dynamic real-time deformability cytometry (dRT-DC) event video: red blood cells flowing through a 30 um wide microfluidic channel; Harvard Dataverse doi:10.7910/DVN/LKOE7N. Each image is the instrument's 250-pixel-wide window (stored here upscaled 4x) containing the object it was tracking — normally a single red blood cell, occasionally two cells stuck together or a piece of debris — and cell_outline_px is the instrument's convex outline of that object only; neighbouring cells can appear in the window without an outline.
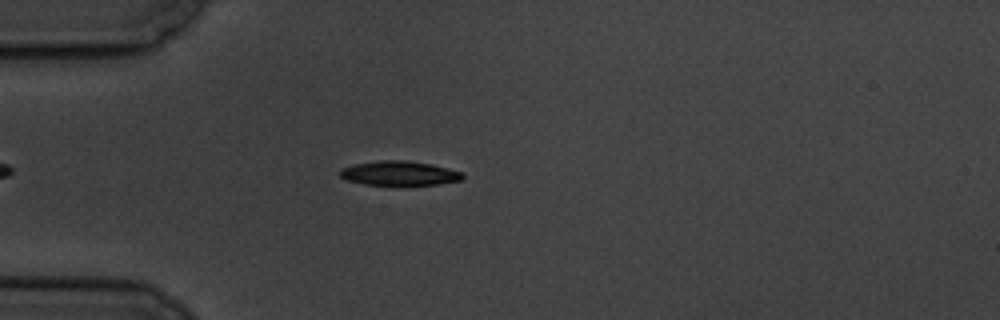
{"species": "common noctule bat (a hibernating species)", "species_latin": "Nyctalus noctula", "temperature_condition": "cold", "stored_images_in_passage": 8, "camera_frame_rate_fps": 3000, "um_per_image_px": 0.085, "animal": {"sex": "male", "body_mass_g": 19.5, "forearm_length_mm": 54.6}, "frame": {"image": 1, "passage_image": 5, "time_ms": 4.667, "image_size_px": [1000, 320], "cell_outline_px": [[464, 176], [460, 180], [440, 184], [364, 184], [348, 180], [340, 176], [340, 168], [352, 164], [380, 160], [404, 160], [432, 164], [464, 172]], "centroid_in_image_um": [33.94, 14.7], "position_along_channel_um": 51.1, "area_um2": 17.28}}
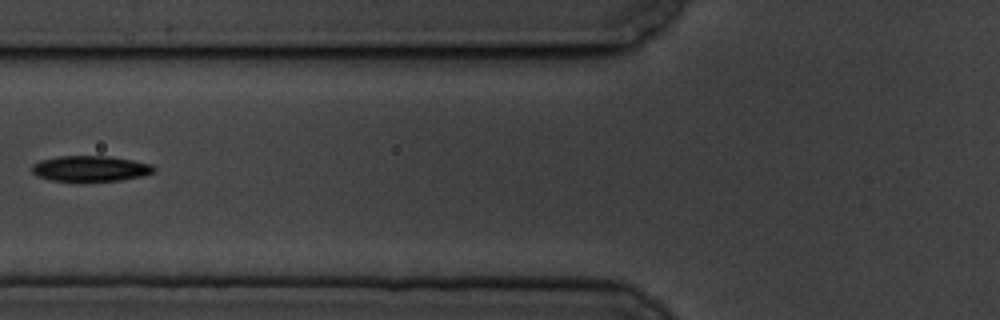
{"frame": {"image": 2, "passage_image": 7, "time_ms": 7.0, "image_size_px": [1000, 320], "cell_outline_px": [[156, 172], [140, 176], [120, 180], [52, 180], [36, 176], [32, 172], [32, 164], [40, 160], [60, 156], [108, 156], [132, 160], [152, 164], [156, 168]], "centroid_in_image_um": [7.69, 14.31], "position_along_channel_um": 118.1, "area_um2": 17.98}}
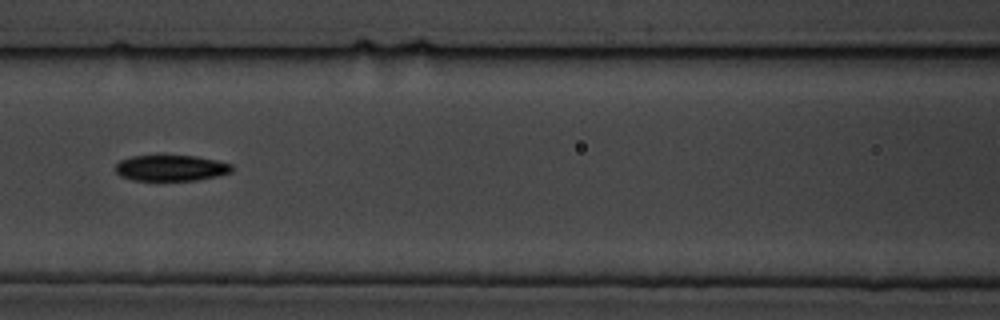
{"frame": {"image": 3, "passage_image": 8, "time_ms": 8.0, "image_size_px": [1000, 320], "cell_outline_px": [[232, 172], [216, 176], [196, 180], [132, 180], [120, 176], [116, 172], [116, 164], [120, 160], [132, 156], [160, 152], [196, 156], [216, 160], [232, 164]], "centroid_in_image_um": [14.49, 14.22], "position_along_channel_um": 152.1, "area_um2": 18.38}}